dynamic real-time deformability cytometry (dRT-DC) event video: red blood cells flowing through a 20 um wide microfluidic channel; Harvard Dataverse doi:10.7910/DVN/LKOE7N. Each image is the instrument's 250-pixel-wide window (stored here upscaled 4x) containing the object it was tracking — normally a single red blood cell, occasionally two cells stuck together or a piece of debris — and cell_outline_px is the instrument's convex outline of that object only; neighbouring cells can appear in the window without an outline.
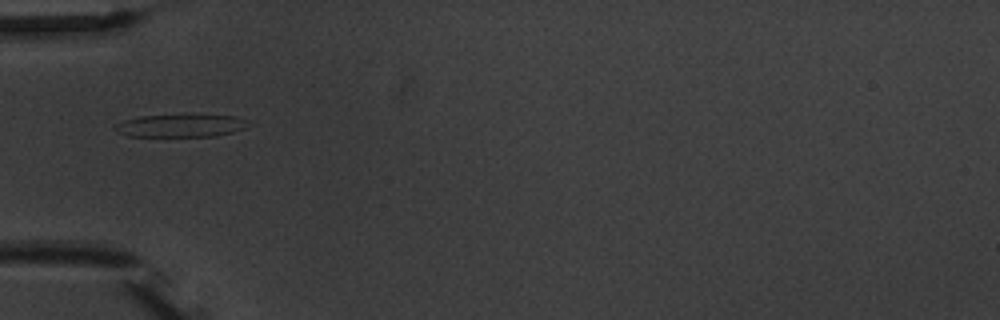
{"species": "common noctule bat (a hibernating species)", "species_latin": "Nyctalus noctula", "temperature_condition": "warm", "stored_images_in_passage": 3, "camera_frame_rate_fps": 3000, "um_per_image_px": 0.085, "animal": {"sex": "male", "body_mass_g": 20.1, "forearm_length_mm": 53.5}, "frame": {"image": 1, "passage_image": 1, "time_ms": 0.0, "image_size_px": [1000, 320], "cell_outline_px": [[248, 120], [244, 128], [232, 132], [216, 136], [128, 136], [116, 132], [112, 128], [116, 124], [124, 120], [140, 116], [236, 116]], "centroid_in_image_um": [15.29, 10.7], "position_along_channel_um": 69.7, "area_um2": 17.17}}
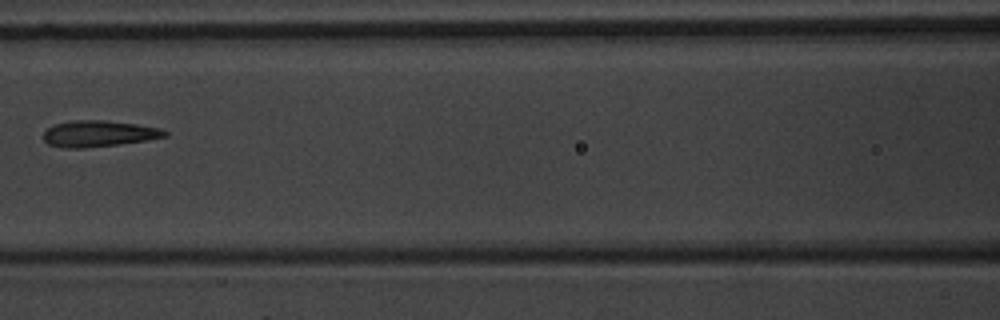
{"frame": {"image": 2, "passage_image": 3, "time_ms": 2.333, "image_size_px": [1000, 320], "cell_outline_px": [[168, 136], [148, 140], [84, 148], [64, 148], [48, 144], [44, 140], [44, 132], [48, 128], [56, 124], [76, 120], [104, 120], [136, 124], [160, 128], [168, 132]], "centroid_in_image_um": [8.41, 11.36], "position_along_channel_um": 158.2, "area_um2": 18.38}}